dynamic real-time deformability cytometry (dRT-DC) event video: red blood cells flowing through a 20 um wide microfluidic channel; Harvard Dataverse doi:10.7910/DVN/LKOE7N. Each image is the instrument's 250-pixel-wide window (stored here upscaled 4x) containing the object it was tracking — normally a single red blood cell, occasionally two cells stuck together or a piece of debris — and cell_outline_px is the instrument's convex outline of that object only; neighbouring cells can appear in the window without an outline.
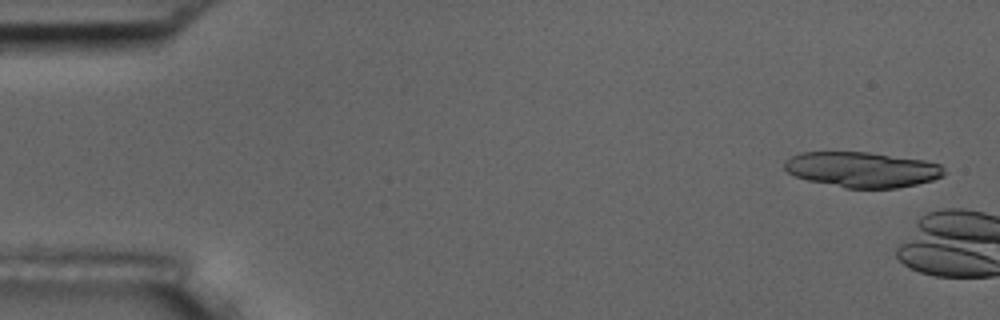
{"species": "common noctule bat (a hibernating species)", "species_latin": "Nyctalus noctula", "temperature_condition": "room temperature", "stored_images_in_passage": 2, "camera_frame_rate_fps": 3000, "um_per_image_px": 0.085, "animal": {"sex": "male", "body_mass_g": 17.5, "forearm_length_mm": 52.3}, "frame": {"image": 1, "passage_image": 1, "time_ms": 0.0, "image_size_px": [1000, 320], "cell_outline_px": [[948, 172], [944, 176], [932, 180], [916, 184], [896, 188], [844, 188], [808, 180], [796, 176], [788, 172], [784, 168], [784, 160], [800, 152], [868, 152], [924, 160], [940, 164]], "centroid_in_image_um": [73.3, 14.41], "position_along_channel_um": 11.7, "area_um2": 33.0}}